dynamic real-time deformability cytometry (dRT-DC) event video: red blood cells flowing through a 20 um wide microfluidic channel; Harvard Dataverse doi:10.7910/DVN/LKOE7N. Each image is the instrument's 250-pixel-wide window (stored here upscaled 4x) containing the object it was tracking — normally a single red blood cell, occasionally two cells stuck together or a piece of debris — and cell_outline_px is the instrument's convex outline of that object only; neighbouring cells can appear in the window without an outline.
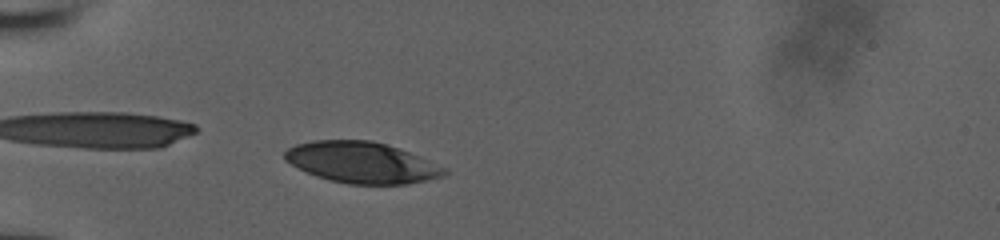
{"species": "human", "species_latin": "Homo sapiens", "temperature_condition": "room temperature", "stored_images_in_passage": 44, "camera_frame_rate_fps": 3000, "um_per_image_px": 0.085, "donor": {"sex": "male"}, "frame": {"image": 1, "passage_image": 10, "time_ms": 3.333, "image_size_px": [1000, 240], "cell_outline_px": [[448, 172], [444, 176], [428, 180], [408, 184], [348, 184], [316, 176], [284, 160], [284, 152], [288, 148], [296, 144], [312, 140], [372, 140], [400, 148], [448, 168]], "centroid_in_image_um": [30.79, 13.81], "position_along_channel_um": 54.2, "area_um2": 38.32}}
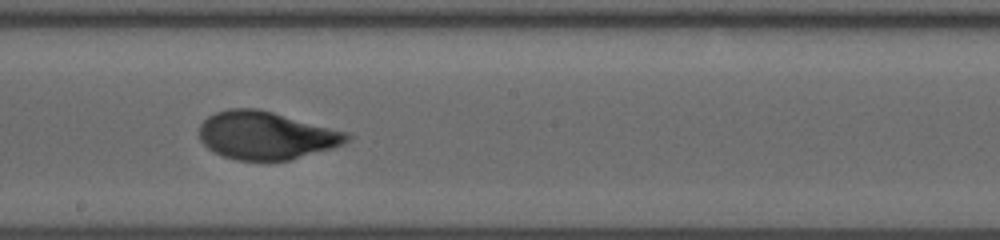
{"frame": {"image": 2, "passage_image": 25, "time_ms": 8.333, "image_size_px": [1000, 240], "cell_outline_px": [[352, 136], [348, 140], [332, 148], [288, 160], [236, 160], [224, 156], [208, 148], [200, 140], [200, 124], [208, 116], [216, 112], [228, 108], [256, 108], [272, 112], [348, 132]], "centroid_in_image_um": [22.59, 11.5], "position_along_channel_um": 225.6, "area_um2": 40.81}}
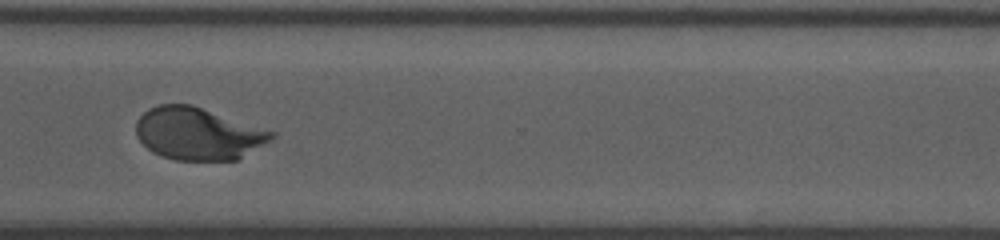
{"frame": {"image": 3, "passage_image": 35, "time_ms": 11.667, "image_size_px": [1000, 240], "cell_outline_px": [[276, 136], [272, 140], [236, 160], [176, 160], [160, 156], [152, 152], [136, 136], [136, 120], [148, 108], [160, 104], [192, 104], [276, 132]], "centroid_in_image_um": [16.83, 11.35], "position_along_channel_um": 353.8, "area_um2": 41.44}, "authors_computed_cell_mechanics": {"area_um2": 40.8068, "velocity_mm_per_s": 3.8553, "shape_relaxation_time_tau1_ms": 4.5131, "shape_relaxation_time_tau2_ms": null, "deformation_change_tau1": 0.2023, "deformation_change_tau2": null}}